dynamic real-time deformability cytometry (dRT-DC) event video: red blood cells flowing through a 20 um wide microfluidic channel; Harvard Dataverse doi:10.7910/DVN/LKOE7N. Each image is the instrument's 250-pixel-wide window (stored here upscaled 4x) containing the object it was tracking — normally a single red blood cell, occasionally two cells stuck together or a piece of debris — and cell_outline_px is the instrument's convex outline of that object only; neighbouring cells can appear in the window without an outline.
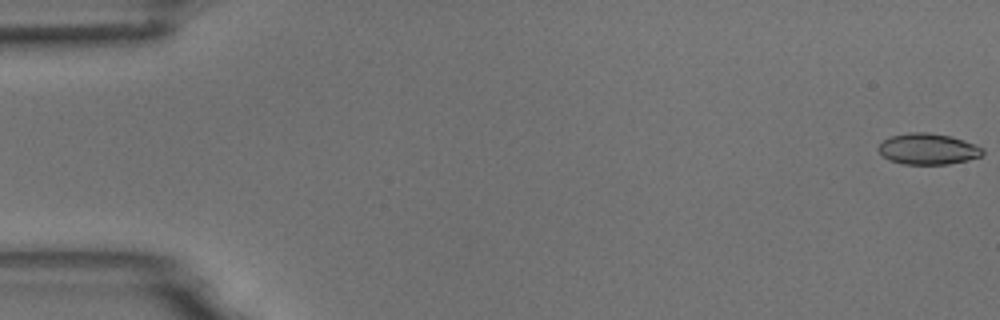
{"species": "common noctule bat (a hibernating species)", "species_latin": "Nyctalus noctula", "temperature_condition": "room temperature", "stored_images_in_passage": 7, "camera_frame_rate_fps": 3000, "um_per_image_px": 0.085, "animal": {"sex": "male", "body_mass_g": 18.8}, "frame": {"image": 1, "passage_image": 1, "time_ms": 0.0, "image_size_px": [1000, 320], "cell_outline_px": [[984, 152], [980, 156], [968, 160], [948, 164], [904, 164], [888, 160], [876, 148], [884, 140], [892, 136], [908, 132], [928, 132], [952, 136], [976, 144], [984, 148]], "centroid_in_image_um": [78.9, 12.65], "position_along_channel_um": 6.1, "area_um2": 18.96}}
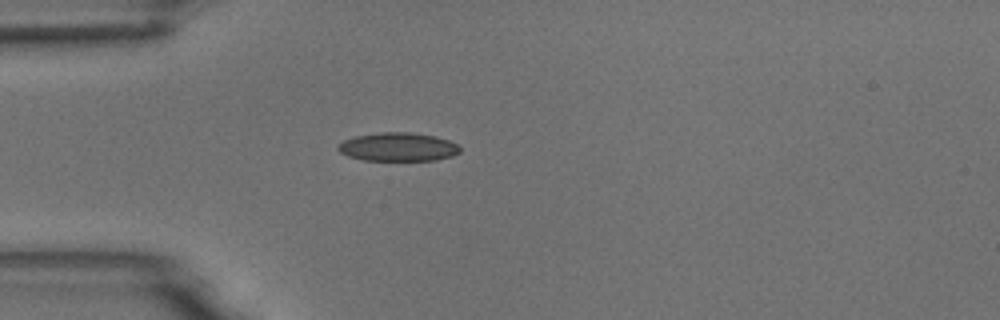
{"frame": {"image": 2, "passage_image": 5, "time_ms": 1.333, "image_size_px": [1000, 320], "cell_outline_px": [[460, 152], [452, 156], [436, 160], [364, 160], [348, 156], [340, 152], [336, 148], [344, 140], [356, 136], [380, 132], [408, 132], [436, 136], [448, 140], [456, 144], [460, 148]], "centroid_in_image_um": [33.84, 12.49], "position_along_channel_um": 51.2, "area_um2": 20.17}}